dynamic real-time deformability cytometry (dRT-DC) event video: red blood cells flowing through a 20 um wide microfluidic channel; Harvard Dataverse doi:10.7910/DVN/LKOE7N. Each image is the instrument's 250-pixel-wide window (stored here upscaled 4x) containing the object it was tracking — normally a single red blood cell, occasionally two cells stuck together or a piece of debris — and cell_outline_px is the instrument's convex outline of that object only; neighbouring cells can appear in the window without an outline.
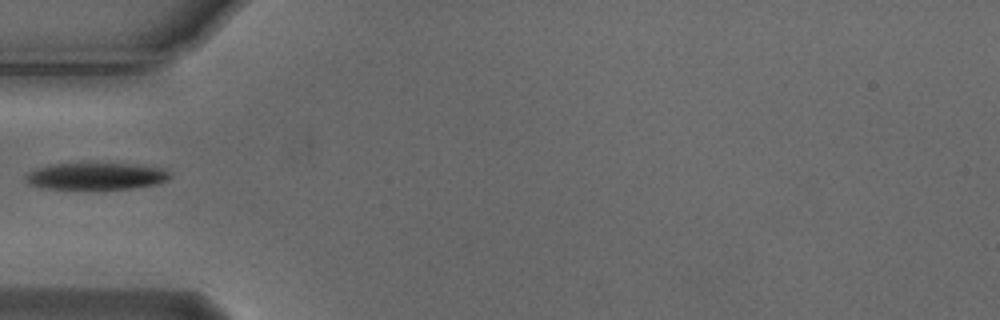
{"species": "Egyptian fruit bat (a non-hibernating species)", "species_latin": "Rousettus aegyptiacus", "temperature_condition": "cold", "stored_images_in_passage": 38, "camera_frame_rate_fps": 3000, "um_per_image_px": 0.085, "animal": {"sex": "male"}, "frame": {"image": 1, "passage_image": 1, "time_ms": 0.0, "image_size_px": [1000, 320], "cell_outline_px": [[172, 176], [168, 180], [156, 184], [132, 188], [44, 188], [28, 184], [24, 180], [24, 176], [36, 168], [52, 164], [136, 164], [164, 168]], "centroid_in_image_um": [8.18, 14.96], "position_along_channel_um": 76.8, "area_um2": 22.31}}
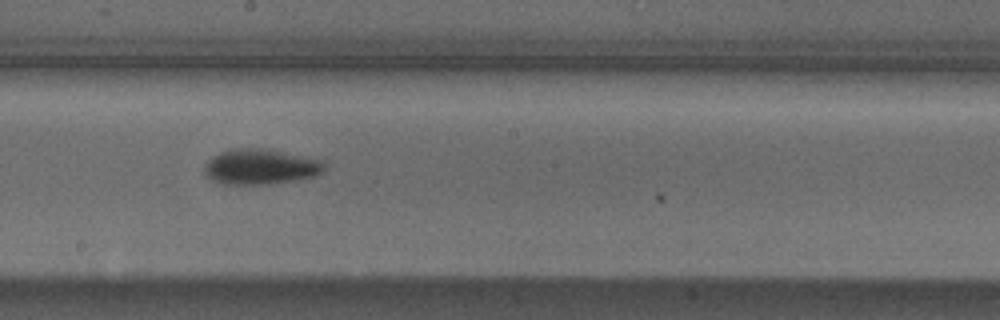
{"frame": {"image": 2, "passage_image": 13, "time_ms": 4.0, "image_size_px": [1000, 320], "cell_outline_px": [[324, 168], [320, 172], [312, 176], [292, 180], [268, 184], [220, 184], [208, 180], [204, 176], [204, 164], [212, 156], [220, 152], [232, 148], [268, 148], [324, 160]], "centroid_in_image_um": [22.06, 14.16], "position_along_channel_um": 226.1, "area_um2": 25.03}}
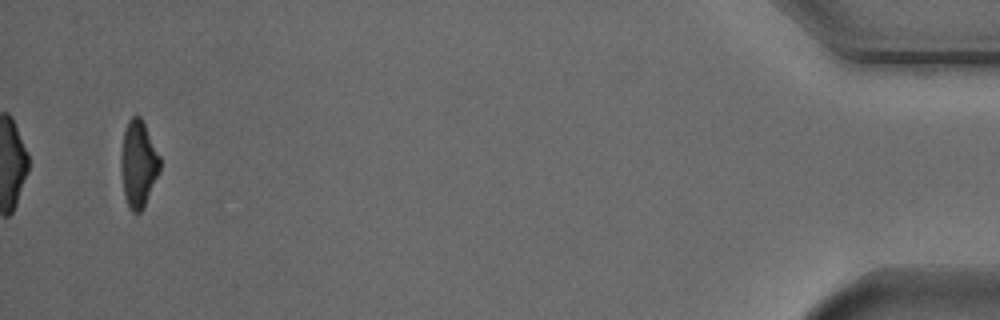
{"frame": {"image": 3, "passage_image": 36, "time_ms": 11.667, "image_size_px": [1000, 320], "cell_outline_px": [[160, 172], [144, 208], [140, 212], [132, 212], [128, 208], [124, 196], [120, 168], [120, 156], [124, 132], [128, 120], [132, 116], [140, 116], [160, 156]], "centroid_in_image_um": [11.75, 13.98], "position_along_channel_um": 423.4, "area_um2": 19.88}}